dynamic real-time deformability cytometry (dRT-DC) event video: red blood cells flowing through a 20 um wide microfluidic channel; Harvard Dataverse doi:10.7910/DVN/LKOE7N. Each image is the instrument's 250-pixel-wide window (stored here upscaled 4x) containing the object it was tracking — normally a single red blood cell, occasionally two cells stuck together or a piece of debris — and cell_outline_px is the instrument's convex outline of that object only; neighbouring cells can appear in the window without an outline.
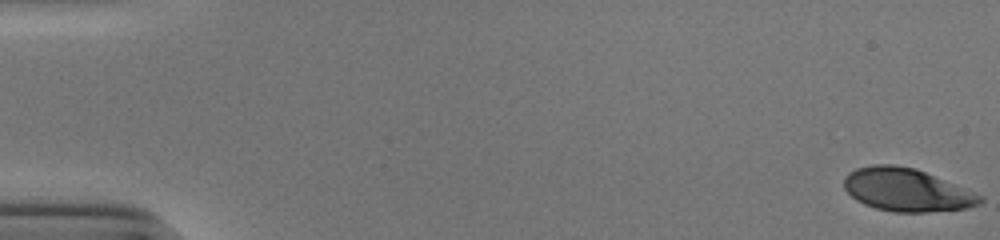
{"species": "human", "species_latin": "Homo sapiens", "temperature_condition": "cold", "stored_images_in_passage": 53, "camera_frame_rate_fps": 3000, "um_per_image_px": 0.085, "donor": {"sex": "male"}, "frame": {"image": 1, "passage_image": 1, "time_ms": 0.0, "image_size_px": [1000, 240], "cell_outline_px": [[984, 200], [980, 204], [968, 208], [928, 212], [892, 212], [876, 208], [864, 204], [856, 200], [844, 188], [844, 176], [848, 172], [856, 168], [872, 164], [892, 164], [916, 168], [984, 196]], "centroid_in_image_um": [77.06, 16.14], "position_along_channel_um": 7.9, "area_um2": 34.22}}
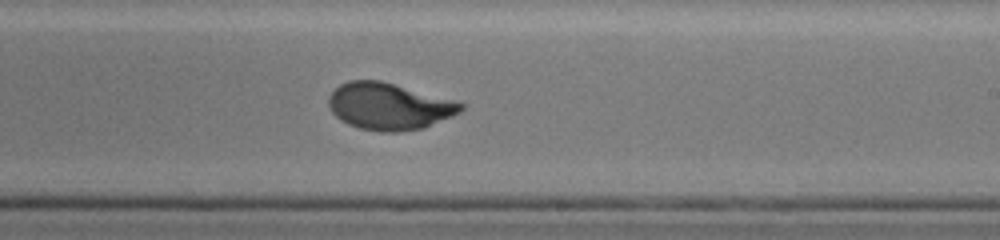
{"frame": {"image": 2, "passage_image": 33, "time_ms": 10.667, "image_size_px": [1000, 240], "cell_outline_px": [[464, 108], [460, 112], [452, 116], [424, 128], [396, 132], [380, 132], [360, 128], [348, 124], [340, 120], [332, 112], [328, 104], [328, 96], [340, 84], [348, 80], [380, 80], [452, 100], [464, 104]], "centroid_in_image_um": [33.03, 9.04], "position_along_channel_um": 256.0, "area_um2": 35.89}}
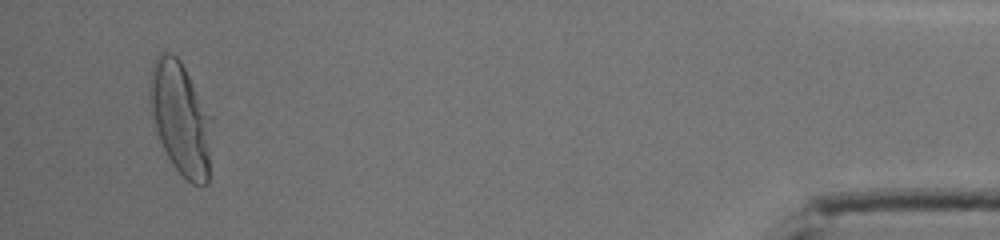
{"frame": {"image": 3, "passage_image": 51, "time_ms": 16.667, "image_size_px": [1000, 240], "cell_outline_px": [[212, 120], [208, 184], [192, 184], [172, 164], [160, 140], [148, 104], [148, 84], [152, 64], [156, 56], [164, 48], [176, 56], [180, 60], [212, 116]], "centroid_in_image_um": [15.33, 9.99], "position_along_channel_um": 419.9, "area_um2": 41.15}}